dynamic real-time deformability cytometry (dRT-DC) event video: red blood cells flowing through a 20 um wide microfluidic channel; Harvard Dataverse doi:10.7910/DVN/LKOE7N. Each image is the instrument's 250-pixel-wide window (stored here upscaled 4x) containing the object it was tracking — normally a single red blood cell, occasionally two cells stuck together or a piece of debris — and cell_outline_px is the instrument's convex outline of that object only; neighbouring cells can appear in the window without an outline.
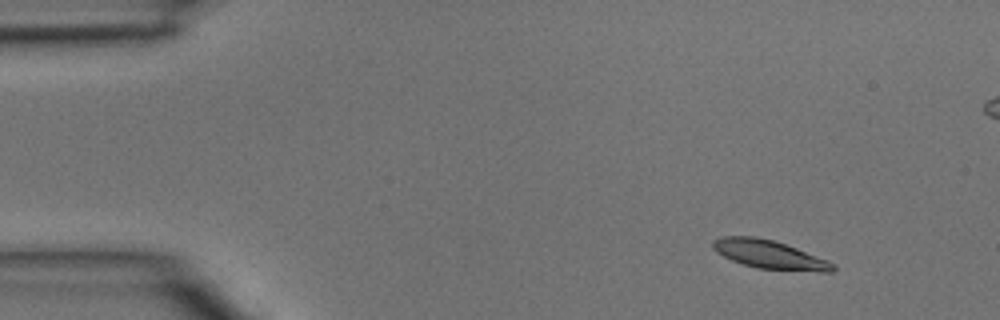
{"species": "common noctule bat (a hibernating species)", "species_latin": "Nyctalus noctula", "temperature_condition": "room temperature", "stored_images_in_passage": 3, "camera_frame_rate_fps": 3000, "um_per_image_px": 0.085, "animal": {"sex": "male", "body_mass_g": 15.6}, "frame": {"image": 1, "passage_image": 1, "time_ms": 0.0, "image_size_px": [1000, 320], "cell_outline_px": [[836, 268], [832, 272], [820, 272], [756, 268], [732, 260], [716, 252], [712, 248], [712, 240], [720, 236], [756, 236], [772, 240], [796, 248], [828, 260], [836, 264]], "centroid_in_image_um": [65.4, 21.63], "position_along_channel_um": 19.6, "area_um2": 20.0}}